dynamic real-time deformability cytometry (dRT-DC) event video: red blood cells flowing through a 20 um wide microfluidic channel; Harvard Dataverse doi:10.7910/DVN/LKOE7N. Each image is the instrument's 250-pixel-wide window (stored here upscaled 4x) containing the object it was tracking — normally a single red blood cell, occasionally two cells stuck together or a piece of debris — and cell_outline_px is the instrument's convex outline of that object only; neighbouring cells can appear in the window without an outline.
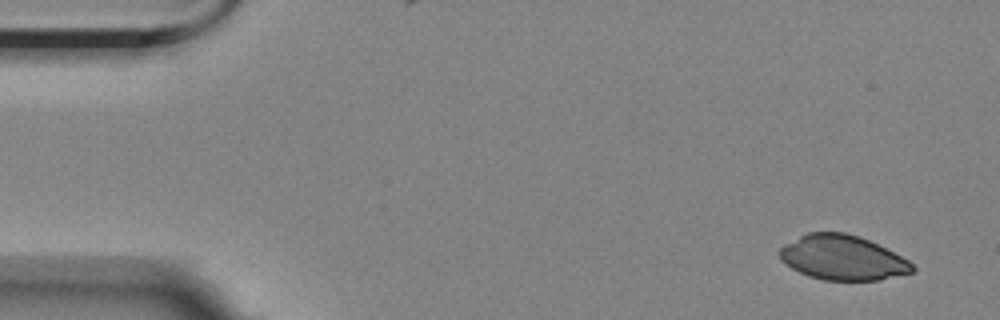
{"species": "Egyptian fruit bat (a non-hibernating species)", "species_latin": "Rousettus aegyptiacus", "temperature_condition": "room temperature", "stored_images_in_passage": 5, "camera_frame_rate_fps": 3000, "um_per_image_px": 0.085, "animal": {"sex": "female"}, "frame": {"image": 1, "passage_image": 1, "time_ms": 0.0, "image_size_px": [1000, 320], "cell_outline_px": [[916, 268], [912, 272], [880, 280], [824, 280], [808, 276], [792, 268], [780, 260], [776, 252], [784, 244], [808, 232], [844, 232], [860, 236], [908, 260]], "centroid_in_image_um": [71.57, 21.9], "position_along_channel_um": 13.4, "area_um2": 34.51}}